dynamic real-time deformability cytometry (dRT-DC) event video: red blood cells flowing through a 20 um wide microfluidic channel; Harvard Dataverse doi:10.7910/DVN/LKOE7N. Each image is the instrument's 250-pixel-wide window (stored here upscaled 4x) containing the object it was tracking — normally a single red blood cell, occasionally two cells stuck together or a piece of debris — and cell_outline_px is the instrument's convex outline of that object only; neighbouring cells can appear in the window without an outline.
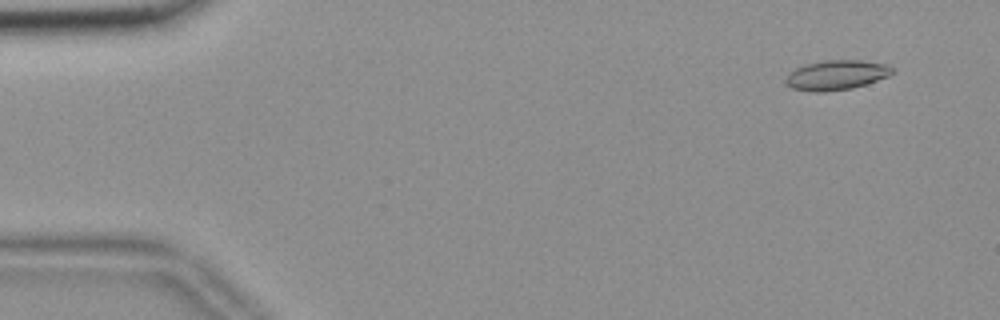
{"species": "common noctule bat (a hibernating species)", "species_latin": "Nyctalus noctula", "temperature_condition": "room temperature", "stored_images_in_passage": 55, "camera_frame_rate_fps": 3000, "um_per_image_px": 0.085, "animal": {"sex": "female", "body_mass_g": 18.4}, "frame": {"image": 1, "passage_image": 4, "time_ms": 1.0, "image_size_px": [1000, 320], "cell_outline_px": [[896, 72], [888, 76], [852, 88], [824, 92], [812, 92], [792, 88], [784, 80], [788, 72], [804, 64], [824, 60], [860, 60], [888, 64]], "centroid_in_image_um": [71.07, 6.37], "position_along_channel_um": 13.9, "area_um2": 18.55}}
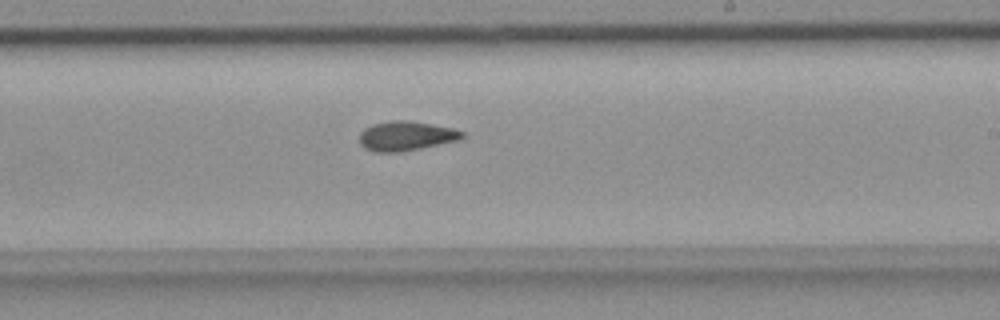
{"frame": {"image": 2, "passage_image": 33, "time_ms": 10.667, "image_size_px": [1000, 320], "cell_outline_px": [[464, 136], [460, 140], [400, 152], [376, 152], [364, 148], [360, 144], [360, 132], [364, 128], [372, 124], [388, 120], [412, 120], [452, 128], [464, 132]], "centroid_in_image_um": [34.5, 11.54], "position_along_channel_um": 254.5, "area_um2": 17.8}}
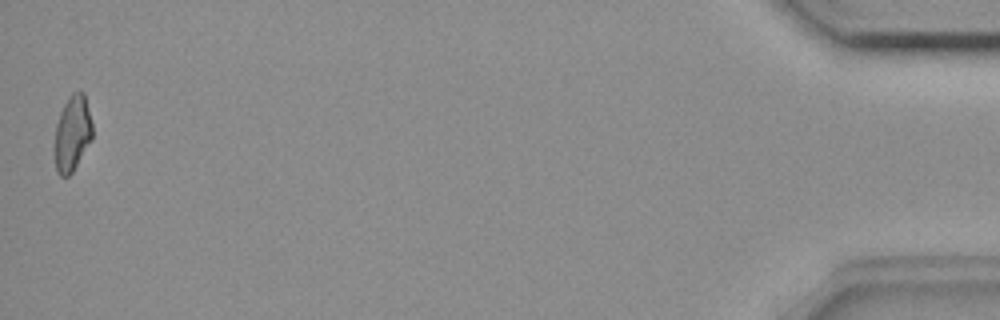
{"frame": {"image": 3, "passage_image": 55, "time_ms": 18.0, "image_size_px": [1000, 320], "cell_outline_px": [[92, 140], [72, 172], [68, 176], [60, 176], [56, 172], [52, 148], [56, 124], [60, 112], [68, 96], [72, 92], [84, 92], [92, 124]], "centroid_in_image_um": [6.1, 11.37], "position_along_channel_um": 429.1, "area_um2": 17.11}, "authors_computed_cell_mechanics": {"area_um2": 17.34, "velocity_mm_per_s": 3.663, "shape_relaxation_time_tau1_ms": null, "shape_relaxation_time_tau2_ms": 3.945, "deformation_change_tau1": null, "deformation_change_tau2": 0.109}}